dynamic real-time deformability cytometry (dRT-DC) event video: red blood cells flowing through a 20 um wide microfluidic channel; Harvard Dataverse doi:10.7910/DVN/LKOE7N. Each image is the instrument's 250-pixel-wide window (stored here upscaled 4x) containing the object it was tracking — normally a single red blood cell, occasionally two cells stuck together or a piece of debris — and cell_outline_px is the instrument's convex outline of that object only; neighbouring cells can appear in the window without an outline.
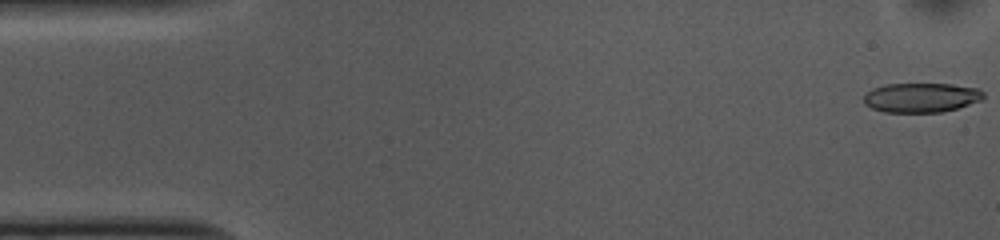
{"species": "common noctule bat (a hibernating species)", "species_latin": "Nyctalus noctula", "temperature_condition": "cold", "stored_images_in_passage": 52, "camera_frame_rate_fps": 3000, "um_per_image_px": 0.085, "animal": {"sex": "female", "body_mass_g": 10.0, "forearm_length_mm": 53.1}, "frame": {"image": 1, "passage_image": 1, "time_ms": 0.0, "image_size_px": [1000, 240], "cell_outline_px": [[984, 100], [944, 112], [884, 112], [872, 108], [864, 104], [864, 96], [872, 88], [888, 84], [952, 84], [976, 88], [984, 92]], "centroid_in_image_um": [78.33, 8.3], "position_along_channel_um": 6.7, "area_um2": 20.63}}
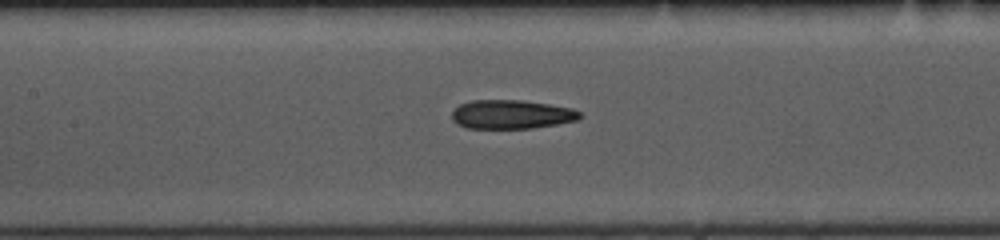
{"frame": {"image": 2, "passage_image": 23, "time_ms": 7.333, "image_size_px": [1000, 240], "cell_outline_px": [[580, 120], [532, 128], [468, 128], [456, 124], [452, 120], [452, 112], [460, 104], [472, 100], [524, 100], [572, 108], [580, 112]], "centroid_in_image_um": [43.47, 9.72], "position_along_channel_um": 163.9, "area_um2": 21.56}}
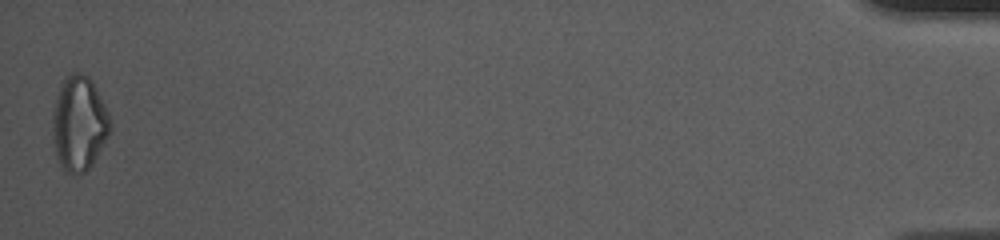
{"frame": {"image": 3, "passage_image": 52, "time_ms": 17.0, "image_size_px": [1000, 240], "cell_outline_px": [[112, 128], [108, 136], [92, 164], [84, 172], [76, 176], [72, 176], [60, 168], [56, 156], [52, 136], [52, 112], [56, 96], [60, 84], [64, 76], [72, 72], [80, 72], [88, 76], [92, 80], [108, 112], [112, 124]], "centroid_in_image_um": [6.69, 10.5], "position_along_channel_um": 428.5, "area_um2": 32.43}, "authors_computed_cell_mechanics": {"area_um2": 22.253, "velocity_mm_per_s": 3.7589, "shape_relaxation_time_tau1_ms": 7.9225, "shape_relaxation_time_tau2_ms": 2.339, "deformation_change_tau1": 0.1948, "deformation_change_tau2": 0.1172}}